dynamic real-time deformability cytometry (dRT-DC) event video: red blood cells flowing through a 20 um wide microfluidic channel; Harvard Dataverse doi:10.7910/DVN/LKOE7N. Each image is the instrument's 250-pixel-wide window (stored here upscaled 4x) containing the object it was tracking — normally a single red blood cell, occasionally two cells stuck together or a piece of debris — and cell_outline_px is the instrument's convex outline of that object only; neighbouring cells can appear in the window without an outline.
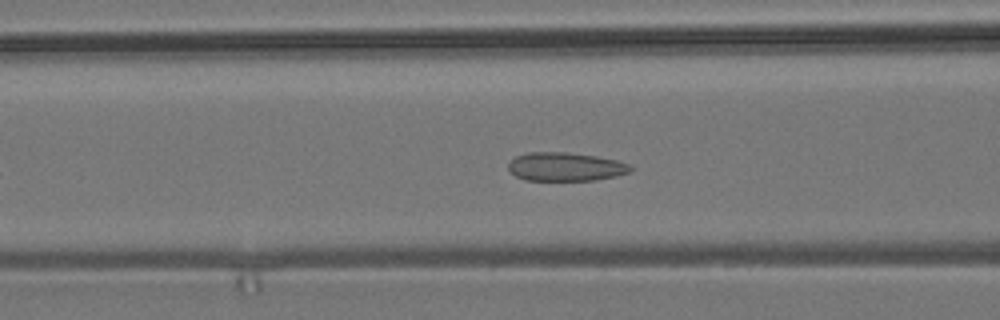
{"species": "common noctule bat (a hibernating species)", "species_latin": "Nyctalus noctula", "temperature_condition": "room temperature", "stored_images_in_passage": 41, "camera_frame_rate_fps": 3000, "um_per_image_px": 0.085, "animal": {"sex": "male", "body_mass_g": 19.2, "forearm_length_mm": 51.8}, "frame": {"image": 1, "passage_image": 15, "time_ms": 4.667, "image_size_px": [1000, 320], "cell_outline_px": [[636, 168], [628, 172], [616, 176], [596, 180], [524, 180], [516, 176], [508, 168], [508, 164], [516, 156], [528, 152], [564, 152], [596, 156], [616, 160], [628, 164]], "centroid_in_image_um": [48.08, 14.17], "position_along_channel_um": 118.5, "area_um2": 20.29}}
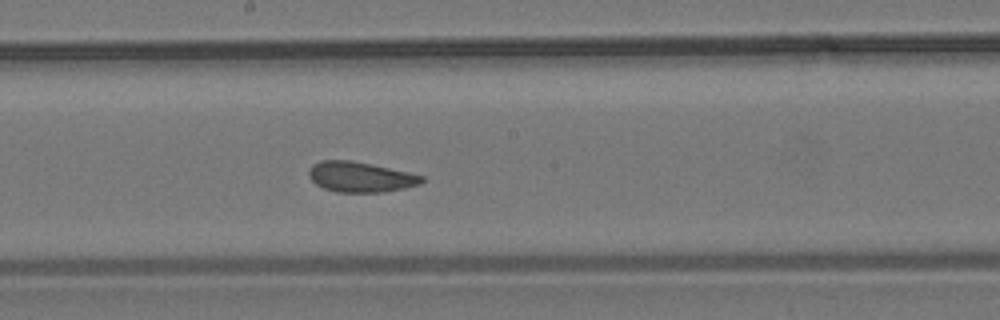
{"frame": {"image": 2, "passage_image": 23, "time_ms": 7.333, "image_size_px": [1000, 320], "cell_outline_px": [[424, 180], [420, 184], [404, 188], [384, 192], [336, 192], [324, 188], [316, 184], [308, 176], [308, 168], [312, 164], [320, 160], [348, 160], [408, 172], [424, 176]], "centroid_in_image_um": [30.59, 15.04], "position_along_channel_um": 217.6, "area_um2": 19.83}}
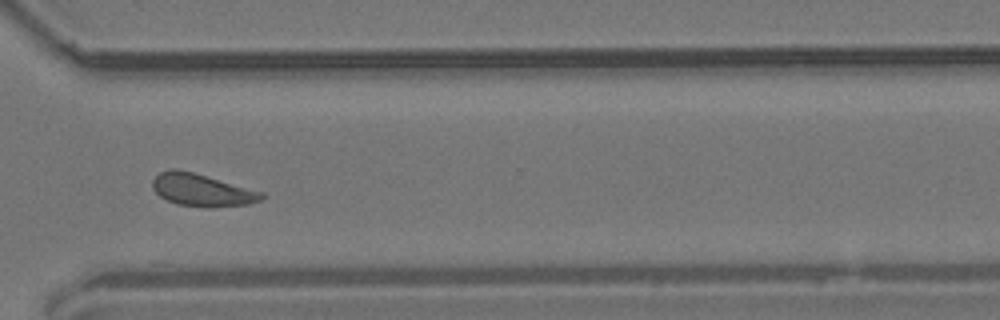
{"frame": {"image": 3, "passage_image": 34, "time_ms": 11.0, "image_size_px": [1000, 320], "cell_outline_px": [[268, 196], [260, 200], [248, 204], [208, 208], [204, 208], [176, 204], [160, 196], [152, 188], [152, 180], [160, 172], [172, 168], [176, 168], [192, 172], [264, 192]], "centroid_in_image_um": [17.17, 16.16], "position_along_channel_um": 353.4, "area_um2": 20.69}, "authors_computed_cell_mechanics": {"area_um2": 20.2878, "velocity_mm_per_s": 3.7202, "shape_relaxation_time_tau1_ms": null, "shape_relaxation_time_tau2_ms": 1.4312, "deformation_change_tau1": null, "deformation_change_tau2": 0.0746}}